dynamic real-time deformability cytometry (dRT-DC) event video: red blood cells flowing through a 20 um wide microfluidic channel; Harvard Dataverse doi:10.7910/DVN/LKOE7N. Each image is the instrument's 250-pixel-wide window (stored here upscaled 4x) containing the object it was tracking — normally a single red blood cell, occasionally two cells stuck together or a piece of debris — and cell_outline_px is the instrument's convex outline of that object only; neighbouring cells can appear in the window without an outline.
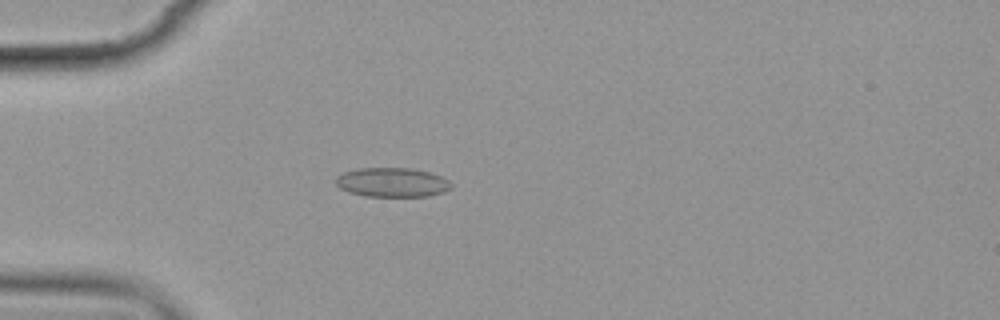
{"species": "common noctule bat (a hibernating species)", "species_latin": "Nyctalus noctula", "temperature_condition": "cold", "stored_images_in_passage": 6, "camera_frame_rate_fps": 3000, "um_per_image_px": 0.085, "animal": {"sex": "female", "body_mass_g": 19.9}, "frame": {"image": 1, "passage_image": 5, "time_ms": 4.667, "image_size_px": [1000, 320], "cell_outline_px": [[452, 188], [444, 192], [428, 196], [364, 196], [348, 192], [340, 188], [336, 184], [336, 176], [344, 172], [356, 168], [412, 168], [428, 172], [440, 176], [448, 180], [452, 184]], "centroid_in_image_um": [33.32, 15.5], "position_along_channel_um": 51.7, "area_um2": 19.77}}